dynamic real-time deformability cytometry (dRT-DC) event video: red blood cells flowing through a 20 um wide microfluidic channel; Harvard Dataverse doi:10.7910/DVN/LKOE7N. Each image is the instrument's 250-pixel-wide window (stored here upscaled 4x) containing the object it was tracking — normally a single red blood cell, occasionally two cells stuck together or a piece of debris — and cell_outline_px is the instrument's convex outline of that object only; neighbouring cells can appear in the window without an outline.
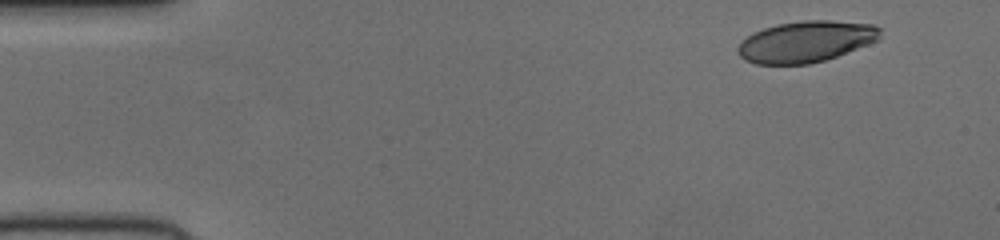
{"species": "human", "species_latin": "Homo sapiens", "temperature_condition": "cold", "stored_images_in_passage": 48, "camera_frame_rate_fps": 3000, "um_per_image_px": 0.085, "donor": {"sex": "female"}, "frame": {"image": 1, "passage_image": 1, "time_ms": 0.0, "image_size_px": [1000, 240], "cell_outline_px": [[880, 40], [836, 56], [824, 60], [808, 64], [756, 64], [744, 60], [740, 56], [736, 48], [748, 36], [764, 28], [780, 24], [804, 20], [828, 20], [872, 24], [880, 28]], "centroid_in_image_um": [68.52, 3.54], "position_along_channel_um": 16.5, "area_um2": 33.93}}
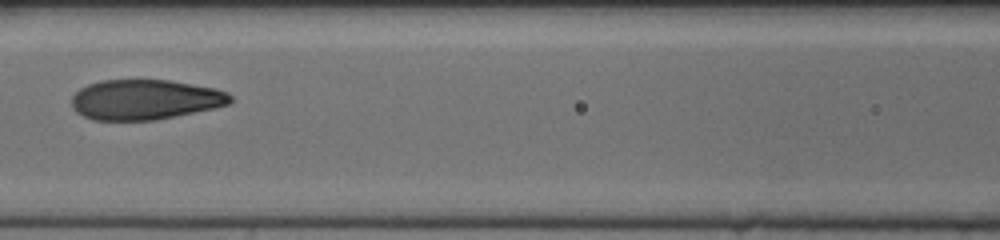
{"frame": {"image": 2, "passage_image": 20, "time_ms": 6.333, "image_size_px": [1000, 240], "cell_outline_px": [[232, 100], [228, 104], [212, 108], [156, 120], [92, 120], [76, 112], [72, 108], [72, 96], [80, 88], [88, 84], [100, 80], [168, 80], [216, 88], [228, 92], [232, 96]], "centroid_in_image_um": [12.3, 8.46], "position_along_channel_um": 154.3, "area_um2": 37.05}}
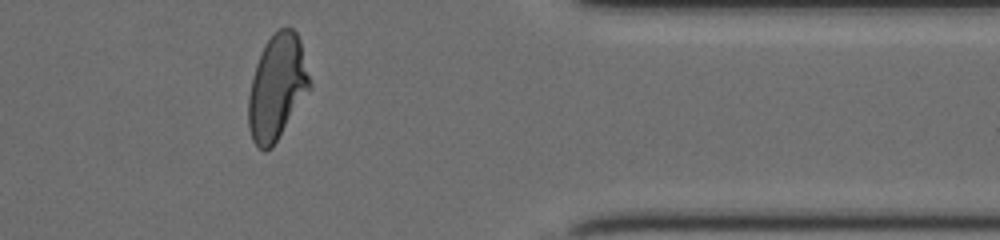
{"frame": {"image": 3, "passage_image": 39, "time_ms": 12.667, "image_size_px": [1000, 240], "cell_outline_px": [[312, 88], [272, 148], [264, 152], [252, 140], [248, 128], [248, 96], [252, 76], [256, 64], [264, 44], [272, 32], [280, 28], [292, 28], [296, 32], [300, 40], [312, 84]], "centroid_in_image_um": [23.55, 7.42], "position_along_channel_um": 387.8, "area_um2": 38.03}}